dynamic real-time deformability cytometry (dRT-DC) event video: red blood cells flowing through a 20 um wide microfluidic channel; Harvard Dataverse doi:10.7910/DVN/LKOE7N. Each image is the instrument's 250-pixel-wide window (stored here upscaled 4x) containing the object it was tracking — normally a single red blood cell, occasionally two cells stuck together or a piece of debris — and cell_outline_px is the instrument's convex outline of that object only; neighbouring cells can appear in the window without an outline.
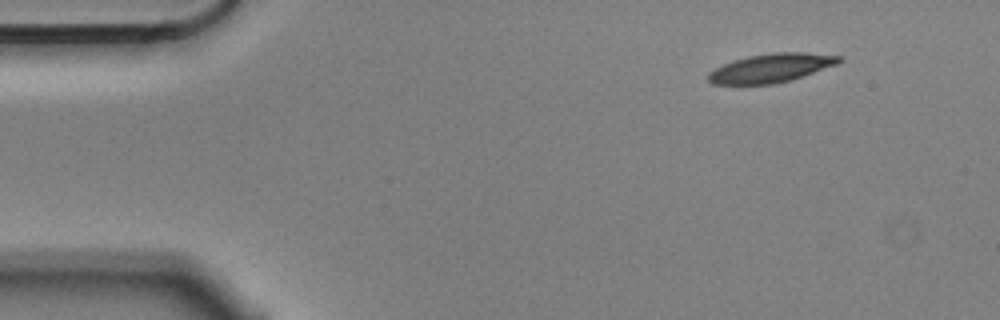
{"species": "Egyptian fruit bat (a non-hibernating species)", "species_latin": "Rousettus aegyptiacus", "temperature_condition": "cold", "stored_images_in_passage": 3, "camera_frame_rate_fps": 3000, "um_per_image_px": 0.085, "animal": {"sex": "male"}, "frame": {"image": 1, "passage_image": 1, "time_ms": 0.0, "image_size_px": [1000, 320], "cell_outline_px": [[844, 60], [836, 64], [804, 76], [792, 80], [772, 84], [712, 84], [708, 80], [708, 72], [724, 64], [748, 56], [772, 52], [804, 52], [840, 56]], "centroid_in_image_um": [65.56, 5.78], "position_along_channel_um": 19.4, "area_um2": 21.79}}